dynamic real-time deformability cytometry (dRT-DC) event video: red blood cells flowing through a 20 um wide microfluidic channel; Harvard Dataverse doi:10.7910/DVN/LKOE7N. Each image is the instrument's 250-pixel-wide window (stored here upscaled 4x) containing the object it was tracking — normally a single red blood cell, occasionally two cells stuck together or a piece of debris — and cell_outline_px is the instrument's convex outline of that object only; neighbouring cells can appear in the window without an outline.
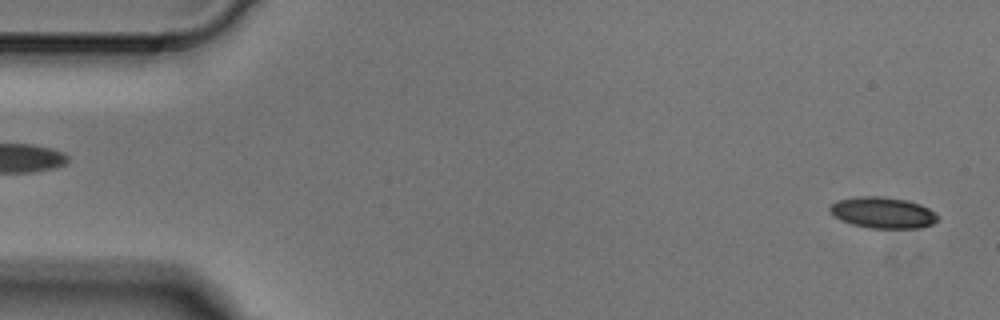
{"species": "Egyptian fruit bat (a non-hibernating species)", "species_latin": "Rousettus aegyptiacus", "temperature_condition": "cold", "stored_images_in_passage": 4, "camera_frame_rate_fps": 3000, "um_per_image_px": 0.085, "animal": {"sex": "male"}, "frame": {"image": 1, "passage_image": 4, "time_ms": 1.0, "image_size_px": [1000, 320], "cell_outline_px": [[940, 216], [932, 224], [920, 228], [872, 228], [852, 224], [840, 220], [828, 208], [836, 200], [860, 196], [884, 196], [908, 200], [920, 204], [928, 208]], "centroid_in_image_um": [75.06, 18.06], "position_along_channel_um": 9.9, "area_um2": 19.59}}